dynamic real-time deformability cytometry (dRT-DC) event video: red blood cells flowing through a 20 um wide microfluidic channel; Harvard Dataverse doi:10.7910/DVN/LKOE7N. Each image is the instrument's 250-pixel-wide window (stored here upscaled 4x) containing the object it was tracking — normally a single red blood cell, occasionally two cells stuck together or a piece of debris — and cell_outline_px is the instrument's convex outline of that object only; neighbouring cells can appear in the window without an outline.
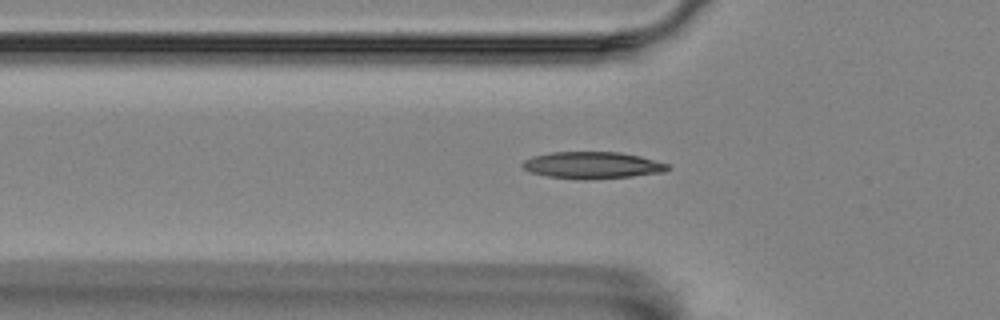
{"species": "Egyptian fruit bat (a non-hibernating species)", "species_latin": "Rousettus aegyptiacus", "temperature_condition": "room temperature", "stored_images_in_passage": 42, "camera_frame_rate_fps": 3000, "um_per_image_px": 0.085, "animal": {"sex": "female"}, "frame": {"image": 1, "passage_image": 4, "time_ms": 1.0, "image_size_px": [1000, 320], "cell_outline_px": [[672, 168], [664, 172], [632, 176], [588, 180], [584, 180], [548, 176], [528, 172], [520, 164], [524, 160], [532, 156], [552, 152], [620, 152], [640, 156], [668, 164]], "centroid_in_image_um": [50.34, 14.04], "position_along_channel_um": 75.5, "area_um2": 22.83}}
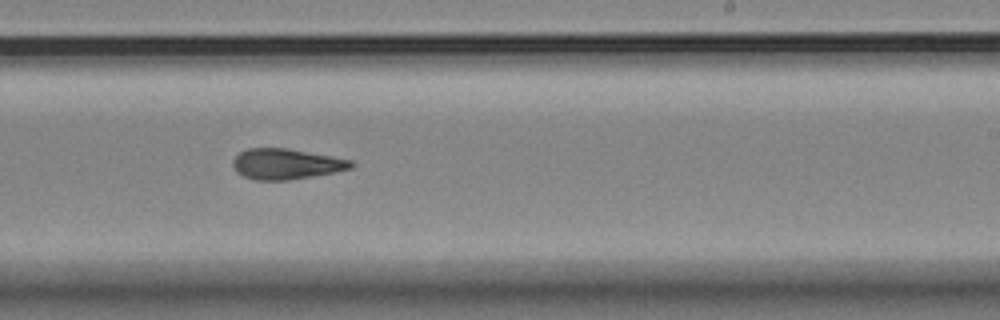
{"frame": {"image": 2, "passage_image": 20, "time_ms": 6.333, "image_size_px": [1000, 320], "cell_outline_px": [[356, 164], [352, 168], [336, 172], [288, 180], [256, 180], [244, 176], [236, 172], [232, 164], [232, 160], [240, 152], [248, 148], [288, 148], [332, 156], [352, 160]], "centroid_in_image_um": [24.34, 13.93], "position_along_channel_um": 264.7, "area_um2": 21.15}}
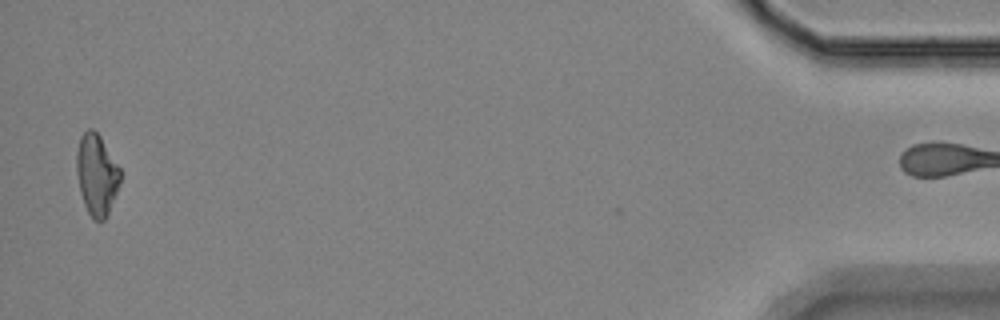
{"frame": {"image": 3, "passage_image": 41, "time_ms": 13.333, "image_size_px": [1000, 320], "cell_outline_px": [[120, 184], [108, 212], [104, 220], [92, 220], [84, 204], [80, 192], [76, 168], [76, 152], [80, 136], [88, 128], [92, 128], [100, 136], [120, 168]], "centroid_in_image_um": [8.2, 14.83], "position_along_channel_um": 427.0, "area_um2": 20.58}, "authors_computed_cell_mechanics": {"area_um2": 20.9236, "velocity_mm_per_s": 3.5312, "shape_relaxation_time_tau1_ms": null, "shape_relaxation_time_tau2_ms": 4.148, "deformation_change_tau1": null, "deformation_change_tau2": 0.1334}}